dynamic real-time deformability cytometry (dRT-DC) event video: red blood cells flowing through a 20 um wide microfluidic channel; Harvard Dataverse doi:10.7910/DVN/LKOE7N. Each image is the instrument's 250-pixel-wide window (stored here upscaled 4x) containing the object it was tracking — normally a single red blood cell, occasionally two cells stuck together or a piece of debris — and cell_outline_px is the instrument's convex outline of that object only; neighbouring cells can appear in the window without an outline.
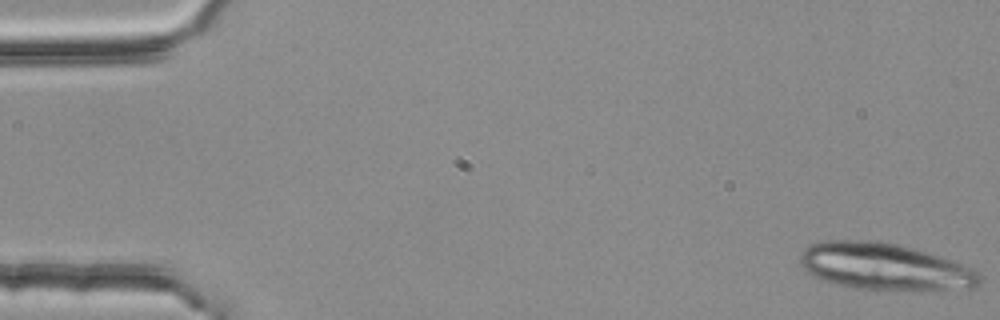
{"species": "common noctule bat (a hibernating species)", "species_latin": "Nyctalus noctula", "temperature_condition": "room temperature", "stored_images_in_passage": 4, "camera_frame_rate_fps": 3000, "um_per_image_px": 0.085, "animal": {"sex": "female", "body_mass_g": 25.1}, "frame": {"image": 1, "passage_image": 1, "time_ms": 0.0, "image_size_px": [1000, 320], "cell_outline_px": [[980, 284], [976, 288], [856, 288], [824, 280], [812, 276], [804, 272], [800, 264], [800, 256], [804, 248], [820, 240], [876, 240], [900, 244], [928, 252], [952, 260], [972, 268], [980, 276]], "centroid_in_image_um": [75.12, 22.61], "position_along_channel_um": 9.9, "area_um2": 48.32}}